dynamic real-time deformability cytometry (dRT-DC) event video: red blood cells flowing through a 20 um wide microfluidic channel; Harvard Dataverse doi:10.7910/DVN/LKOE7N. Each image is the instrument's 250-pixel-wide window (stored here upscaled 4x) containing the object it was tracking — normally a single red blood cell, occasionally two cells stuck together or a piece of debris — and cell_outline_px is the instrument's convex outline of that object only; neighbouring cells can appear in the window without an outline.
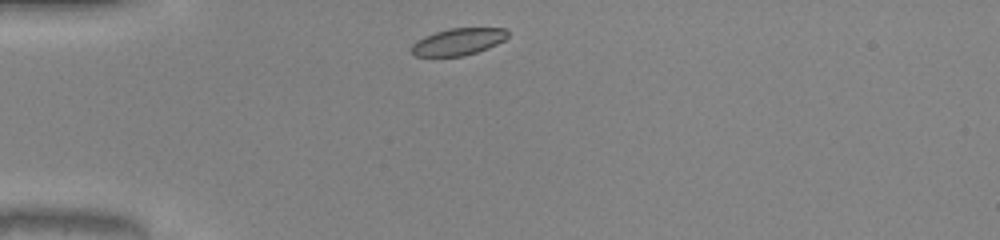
{"species": "common noctule bat (a hibernating species)", "species_latin": "Nyctalus noctula", "temperature_condition": "warm", "stored_images_in_passage": 30, "camera_frame_rate_fps": 3000, "um_per_image_px": 0.085, "animal": {"sex": "male", "body_mass_g": 20.0, "forearm_length_mm": 53.3}, "frame": {"image": 1, "passage_image": 1, "time_ms": 0.0, "image_size_px": [1000, 240], "cell_outline_px": [[508, 36], [504, 40], [488, 48], [464, 56], [416, 56], [412, 52], [412, 44], [416, 40], [424, 36], [448, 28], [504, 28], [508, 32]], "centroid_in_image_um": [38.94, 3.54], "position_along_channel_um": 46.1, "area_um2": 15.03}}
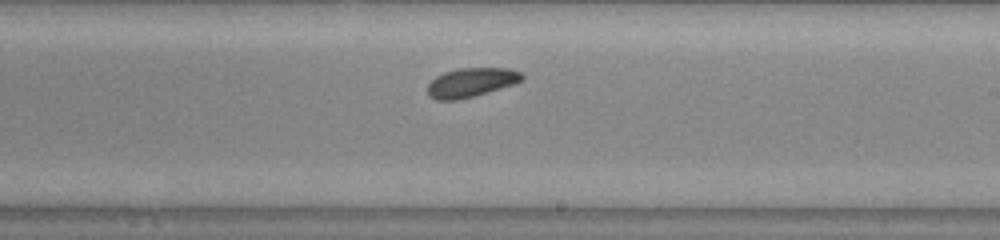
{"frame": {"image": 2, "passage_image": 18, "time_ms": 5.667, "image_size_px": [1000, 240], "cell_outline_px": [[524, 80], [516, 84], [472, 96], [456, 100], [436, 100], [428, 96], [428, 84], [436, 76], [444, 72], [460, 68], [508, 68], [520, 72], [524, 76]], "centroid_in_image_um": [40.06, 7.0], "position_along_channel_um": 248.9, "area_um2": 16.01}}
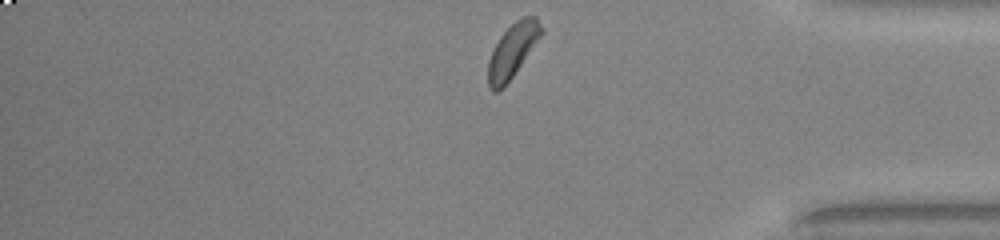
{"frame": {"image": 3, "passage_image": 30, "time_ms": 9.667, "image_size_px": [1000, 240], "cell_outline_px": [[544, 32], [504, 88], [496, 92], [492, 92], [488, 88], [488, 60], [500, 36], [520, 16], [536, 16], [544, 28]], "centroid_in_image_um": [43.57, 4.31], "position_along_channel_um": 391.6, "area_um2": 16.76}, "authors_computed_cell_mechanics": {"area_um2": 16.5019, "velocity_mm_per_s": 4.0309, "shape_relaxation_time_tau1_ms": 2.9763, "shape_relaxation_time_tau2_ms": null, "deformation_change_tau1": 0.0746, "deformation_change_tau2": null}}